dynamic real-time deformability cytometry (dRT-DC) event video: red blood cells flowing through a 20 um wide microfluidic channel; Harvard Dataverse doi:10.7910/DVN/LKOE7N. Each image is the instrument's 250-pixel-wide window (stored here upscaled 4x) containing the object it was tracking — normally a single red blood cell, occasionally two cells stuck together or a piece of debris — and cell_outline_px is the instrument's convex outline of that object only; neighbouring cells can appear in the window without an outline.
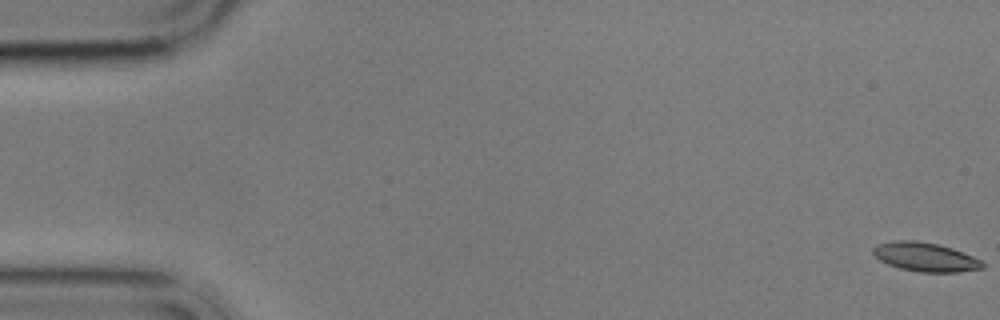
{"species": "common noctule bat (a hibernating species)", "species_latin": "Nyctalus noctula", "temperature_condition": "cold", "stored_images_in_passage": 5, "camera_frame_rate_fps": 3000, "um_per_image_px": 0.085, "animal": {"sex": "male", "body_mass_g": 17.9}, "frame": {"image": 1, "passage_image": 1, "time_ms": 0.0, "image_size_px": [1000, 320], "cell_outline_px": [[984, 268], [960, 272], [920, 272], [900, 268], [888, 264], [880, 260], [872, 252], [872, 248], [876, 244], [892, 240], [916, 240], [940, 244], [952, 248], [972, 256], [980, 260], [984, 264]], "centroid_in_image_um": [78.63, 21.83], "position_along_channel_um": 6.4, "area_um2": 18.55}}
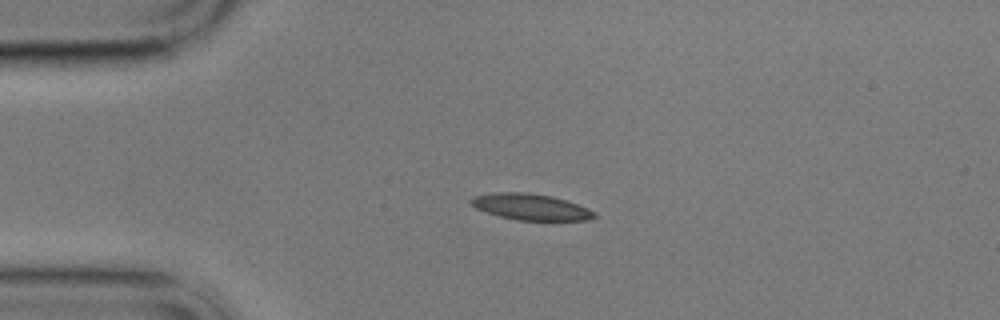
{"frame": {"image": 2, "passage_image": 4, "time_ms": 4.333, "image_size_px": [1000, 320], "cell_outline_px": [[596, 216], [588, 220], [516, 220], [500, 216], [476, 208], [468, 200], [472, 196], [496, 192], [528, 192], [552, 196], [588, 208], [596, 212]], "centroid_in_image_um": [45.1, 17.58], "position_along_channel_um": 39.9, "area_um2": 18.73}}